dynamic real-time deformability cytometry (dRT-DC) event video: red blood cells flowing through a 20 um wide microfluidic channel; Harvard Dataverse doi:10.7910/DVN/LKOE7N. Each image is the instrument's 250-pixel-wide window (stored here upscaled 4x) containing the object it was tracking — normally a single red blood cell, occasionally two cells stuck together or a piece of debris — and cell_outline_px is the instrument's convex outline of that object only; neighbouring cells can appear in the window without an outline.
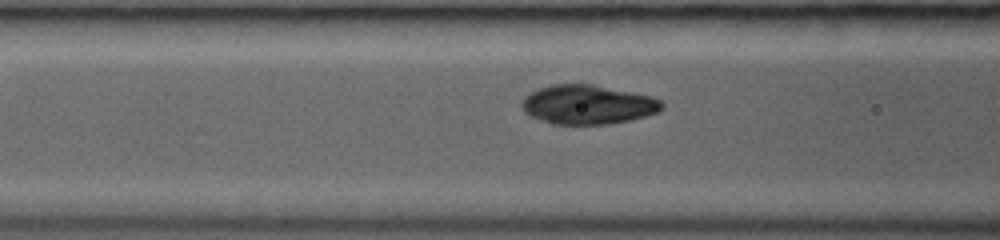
{"species": "common noctule bat (a hibernating species)", "species_latin": "Nyctalus noctula", "temperature_condition": "room temperature", "stored_images_in_passage": 8, "segment_of_instrument_passage": [2, 2], "camera_frame_rate_fps": 3000, "um_per_image_px": 0.085, "animal": {"sex": "female", "body_mass_g": 19.0, "forearm_length_mm": 53.3}, "frame": {"image": 1, "passage_image": 8, "time_ms": 5.333, "image_size_px": [1000, 240], "cell_outline_px": [[664, 108], [660, 112], [632, 120], [608, 124], [552, 124], [528, 116], [524, 112], [520, 104], [524, 96], [536, 88], [552, 84], [592, 84], [652, 96], [660, 100], [664, 104]], "centroid_in_image_um": [49.94, 8.89], "position_along_channel_um": 116.7, "area_um2": 32.48}}